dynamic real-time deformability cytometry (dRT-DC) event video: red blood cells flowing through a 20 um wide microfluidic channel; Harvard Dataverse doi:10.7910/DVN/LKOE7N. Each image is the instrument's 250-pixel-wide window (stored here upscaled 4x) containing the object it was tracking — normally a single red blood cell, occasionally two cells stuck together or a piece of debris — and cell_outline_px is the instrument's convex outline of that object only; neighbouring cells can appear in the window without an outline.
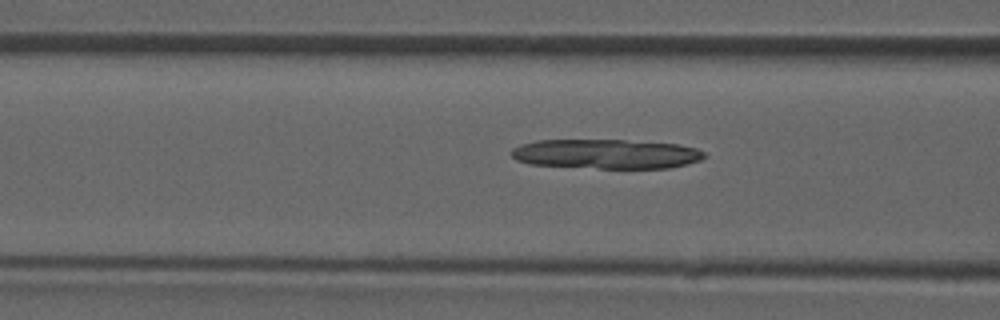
{"species": "common noctule bat (a hibernating species)", "species_latin": "Nyctalus noctula", "temperature_condition": "room temperature", "stored_images_in_passage": 25, "camera_frame_rate_fps": 3000, "um_per_image_px": 0.085, "animal": {"sex": "male", "forearm_length_mm": 52.5}, "frame": {"image": 1, "passage_image": 4, "time_ms": 1.0, "image_size_px": [1000, 320], "cell_outline_px": [[708, 156], [700, 160], [688, 164], [668, 168], [600, 168], [532, 164], [516, 160], [508, 152], [512, 148], [520, 144], [536, 140], [624, 140], [680, 144], [696, 148], [704, 152]], "centroid_in_image_um": [51.54, 13.08], "position_along_channel_um": 115.1, "area_um2": 33.35}}